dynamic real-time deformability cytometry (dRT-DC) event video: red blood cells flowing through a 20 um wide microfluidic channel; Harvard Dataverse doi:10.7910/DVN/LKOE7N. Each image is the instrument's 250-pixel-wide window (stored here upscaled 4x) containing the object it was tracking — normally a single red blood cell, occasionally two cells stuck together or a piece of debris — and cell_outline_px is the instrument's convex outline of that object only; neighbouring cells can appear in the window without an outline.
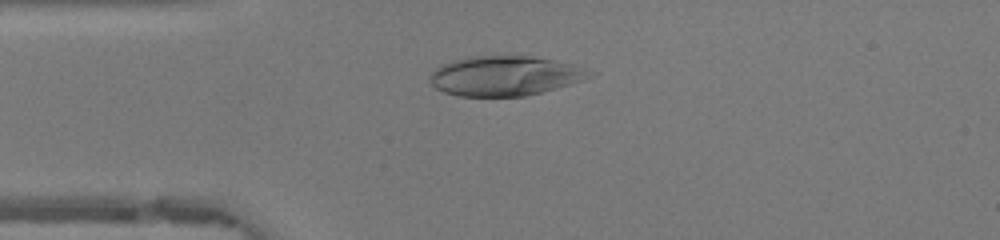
{"species": "human", "species_latin": "Homo sapiens", "temperature_condition": "warm", "stored_images_in_passage": 47, "camera_frame_rate_fps": 3000, "um_per_image_px": 0.085, "donor": {"sex": "female"}, "frame": {"image": 1, "passage_image": 11, "time_ms": 3.333, "image_size_px": [1000, 240], "cell_outline_px": [[588, 76], [580, 80], [556, 88], [524, 96], [460, 96], [444, 92], [436, 88], [432, 84], [428, 76], [436, 68], [452, 60], [468, 56], [532, 56], [552, 60], [568, 64], [584, 72]], "centroid_in_image_um": [42.74, 6.45], "position_along_channel_um": 42.3, "area_um2": 35.89}}
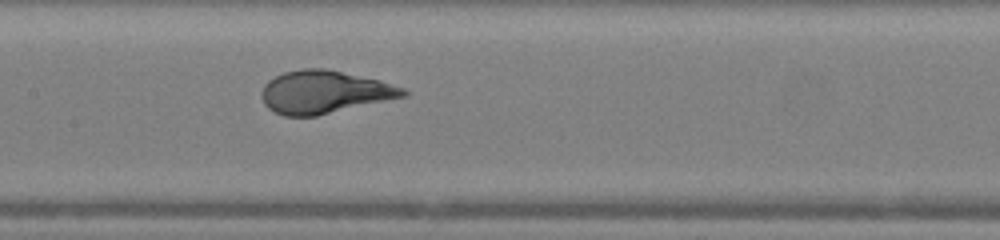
{"frame": {"image": 2, "passage_image": 22, "time_ms": 7.0, "image_size_px": [1000, 240], "cell_outline_px": [[408, 96], [316, 116], [284, 116], [268, 108], [264, 104], [260, 96], [260, 92], [264, 84], [268, 80], [284, 72], [304, 68], [324, 68], [376, 80], [404, 88], [408, 92]], "centroid_in_image_um": [27.53, 7.84], "position_along_channel_um": 179.9, "area_um2": 35.14}}
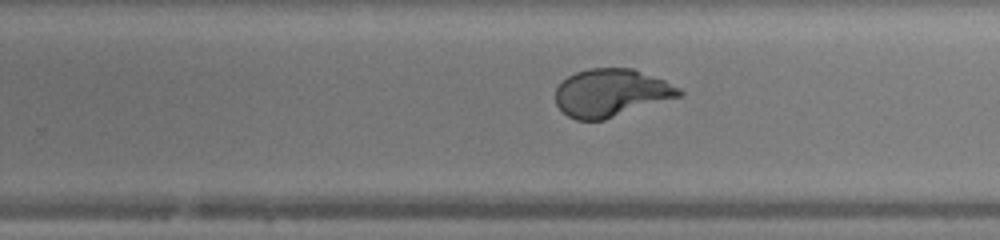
{"frame": {"image": 3, "passage_image": 29, "time_ms": 9.333, "image_size_px": [1000, 240], "cell_outline_px": [[684, 96], [604, 120], [576, 120], [568, 116], [556, 104], [556, 88], [568, 76], [576, 72], [588, 68], [632, 68], [664, 80], [680, 88], [684, 92]], "centroid_in_image_um": [51.99, 7.9], "position_along_channel_um": 277.8, "area_um2": 34.56}, "authors_computed_cell_mechanics": {"area_um2": 36.6452, "velocity_mm_per_s": 4.2125, "shape_relaxation_time_tau1_ms": 5.3309, "shape_relaxation_time_tau2_ms": null, "deformation_change_tau1": 0.2993, "deformation_change_tau2": null}}